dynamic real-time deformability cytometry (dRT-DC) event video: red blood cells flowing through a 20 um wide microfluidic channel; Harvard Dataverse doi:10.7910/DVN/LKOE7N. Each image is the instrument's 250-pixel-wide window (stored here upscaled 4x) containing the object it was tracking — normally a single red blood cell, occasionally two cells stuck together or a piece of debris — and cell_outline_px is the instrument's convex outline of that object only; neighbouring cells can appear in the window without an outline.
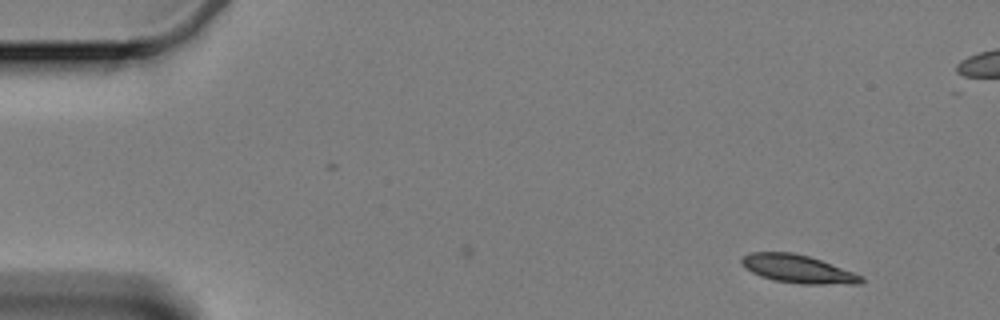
{"species": "Egyptian fruit bat (a non-hibernating species)", "species_latin": "Rousettus aegyptiacus", "temperature_condition": "cold", "stored_images_in_passage": 45, "camera_frame_rate_fps": 3000, "um_per_image_px": 0.085, "animal": {"sex": "female"}, "frame": {"image": 1, "passage_image": 1, "time_ms": 0.0, "image_size_px": [1000, 320], "cell_outline_px": [[864, 280], [860, 284], [800, 284], [772, 280], [760, 276], [744, 268], [740, 264], [740, 256], [752, 252], [792, 252], [808, 256], [820, 260], [864, 276]], "centroid_in_image_um": [67.77, 22.86], "position_along_channel_um": 17.2, "area_um2": 19.77}}
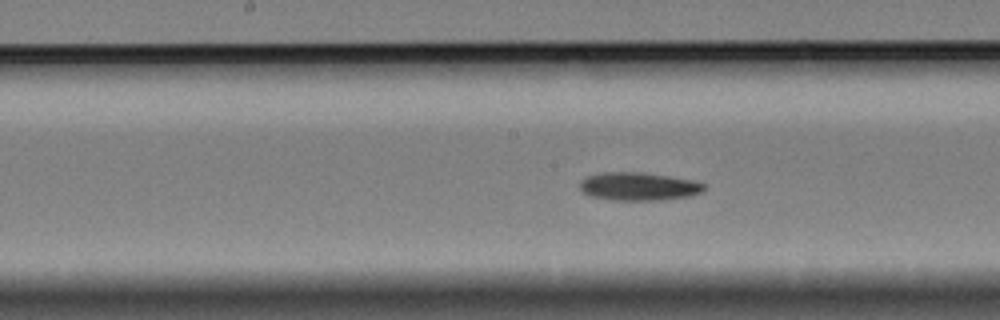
{"frame": {"image": 2, "passage_image": 26, "time_ms": 8.333, "image_size_px": [1000, 320], "cell_outline_px": [[708, 188], [704, 192], [688, 196], [660, 200], [612, 200], [592, 196], [584, 192], [580, 188], [580, 180], [588, 176], [600, 172], [640, 172], [696, 180], [708, 184]], "centroid_in_image_um": [54.36, 15.84], "position_along_channel_um": 193.8, "area_um2": 20.58}}
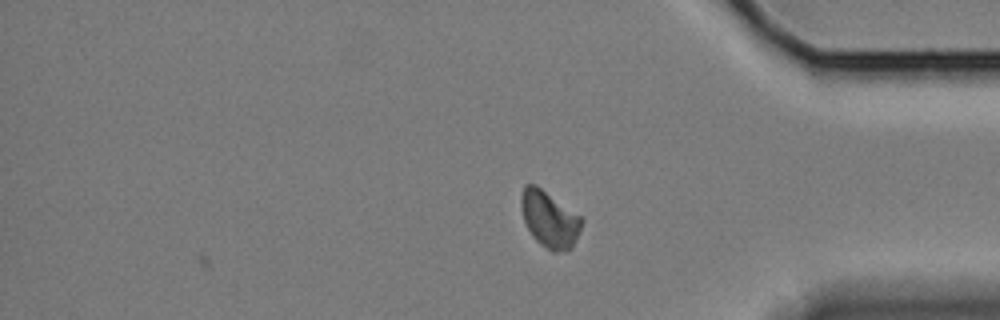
{"frame": {"image": 3, "passage_image": 45, "time_ms": 14.667, "image_size_px": [1000, 320], "cell_outline_px": [[584, 220], [572, 248], [556, 252], [552, 252], [540, 244], [532, 236], [524, 220], [520, 208], [520, 196], [524, 184], [536, 184], [584, 216]], "centroid_in_image_um": [46.72, 18.59], "position_along_channel_um": 388.5, "area_um2": 20.4}}